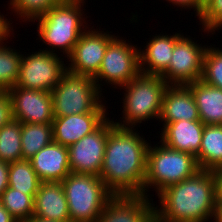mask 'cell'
Masks as SVG:
<instances>
[{
	"instance_id": "obj_1",
	"label": "cell",
	"mask_w": 222,
	"mask_h": 222,
	"mask_svg": "<svg viewBox=\"0 0 222 222\" xmlns=\"http://www.w3.org/2000/svg\"><path fill=\"white\" fill-rule=\"evenodd\" d=\"M137 132L115 126L108 134L99 177L114 195L143 194L147 151L152 144Z\"/></svg>"
},
{
	"instance_id": "obj_2",
	"label": "cell",
	"mask_w": 222,
	"mask_h": 222,
	"mask_svg": "<svg viewBox=\"0 0 222 222\" xmlns=\"http://www.w3.org/2000/svg\"><path fill=\"white\" fill-rule=\"evenodd\" d=\"M154 214L160 222H212L215 214V178L199 170L193 177L168 186L158 195Z\"/></svg>"
},
{
	"instance_id": "obj_3",
	"label": "cell",
	"mask_w": 222,
	"mask_h": 222,
	"mask_svg": "<svg viewBox=\"0 0 222 222\" xmlns=\"http://www.w3.org/2000/svg\"><path fill=\"white\" fill-rule=\"evenodd\" d=\"M84 3L85 0H64L33 20L38 21V39L50 46L45 51L55 54L56 49V52H63L65 58L72 53L79 37L88 29L85 20L88 17H84L85 8H82Z\"/></svg>"
},
{
	"instance_id": "obj_4",
	"label": "cell",
	"mask_w": 222,
	"mask_h": 222,
	"mask_svg": "<svg viewBox=\"0 0 222 222\" xmlns=\"http://www.w3.org/2000/svg\"><path fill=\"white\" fill-rule=\"evenodd\" d=\"M169 85L161 76L139 74L123 85L122 120L114 121L116 126L134 128L149 119L158 120L162 109V99ZM126 91V92H125ZM136 125V126H135Z\"/></svg>"
},
{
	"instance_id": "obj_5",
	"label": "cell",
	"mask_w": 222,
	"mask_h": 222,
	"mask_svg": "<svg viewBox=\"0 0 222 222\" xmlns=\"http://www.w3.org/2000/svg\"><path fill=\"white\" fill-rule=\"evenodd\" d=\"M158 144L153 147L149 145L147 151L143 194L148 197L149 188L158 195L168 186L189 179L200 170L193 154L177 151L162 142Z\"/></svg>"
},
{
	"instance_id": "obj_6",
	"label": "cell",
	"mask_w": 222,
	"mask_h": 222,
	"mask_svg": "<svg viewBox=\"0 0 222 222\" xmlns=\"http://www.w3.org/2000/svg\"><path fill=\"white\" fill-rule=\"evenodd\" d=\"M68 203L70 222H97L114 195L96 175L70 173L61 181Z\"/></svg>"
},
{
	"instance_id": "obj_7",
	"label": "cell",
	"mask_w": 222,
	"mask_h": 222,
	"mask_svg": "<svg viewBox=\"0 0 222 222\" xmlns=\"http://www.w3.org/2000/svg\"><path fill=\"white\" fill-rule=\"evenodd\" d=\"M54 117L84 113H108L94 79L66 71L50 91Z\"/></svg>"
},
{
	"instance_id": "obj_8",
	"label": "cell",
	"mask_w": 222,
	"mask_h": 222,
	"mask_svg": "<svg viewBox=\"0 0 222 222\" xmlns=\"http://www.w3.org/2000/svg\"><path fill=\"white\" fill-rule=\"evenodd\" d=\"M116 36L109 44L98 73L93 77L102 92L101 82L122 87L140 74L139 49L137 45ZM136 47V48H135ZM100 81V83H99Z\"/></svg>"
},
{
	"instance_id": "obj_9",
	"label": "cell",
	"mask_w": 222,
	"mask_h": 222,
	"mask_svg": "<svg viewBox=\"0 0 222 222\" xmlns=\"http://www.w3.org/2000/svg\"><path fill=\"white\" fill-rule=\"evenodd\" d=\"M22 54L18 81L16 86L26 89L50 92L67 71L64 57H58L44 49Z\"/></svg>"
},
{
	"instance_id": "obj_10",
	"label": "cell",
	"mask_w": 222,
	"mask_h": 222,
	"mask_svg": "<svg viewBox=\"0 0 222 222\" xmlns=\"http://www.w3.org/2000/svg\"><path fill=\"white\" fill-rule=\"evenodd\" d=\"M182 35L174 45L167 70L161 75L168 85H188L202 79L204 55L208 45L201 46Z\"/></svg>"
},
{
	"instance_id": "obj_11",
	"label": "cell",
	"mask_w": 222,
	"mask_h": 222,
	"mask_svg": "<svg viewBox=\"0 0 222 222\" xmlns=\"http://www.w3.org/2000/svg\"><path fill=\"white\" fill-rule=\"evenodd\" d=\"M115 126L108 117L97 130L68 147L71 173L100 176L108 134Z\"/></svg>"
},
{
	"instance_id": "obj_12",
	"label": "cell",
	"mask_w": 222,
	"mask_h": 222,
	"mask_svg": "<svg viewBox=\"0 0 222 222\" xmlns=\"http://www.w3.org/2000/svg\"><path fill=\"white\" fill-rule=\"evenodd\" d=\"M93 28L94 26L88 27L79 37L72 53L67 57V71L92 78L98 73L108 44L116 36L112 32Z\"/></svg>"
},
{
	"instance_id": "obj_13",
	"label": "cell",
	"mask_w": 222,
	"mask_h": 222,
	"mask_svg": "<svg viewBox=\"0 0 222 222\" xmlns=\"http://www.w3.org/2000/svg\"><path fill=\"white\" fill-rule=\"evenodd\" d=\"M13 119L21 123L52 124L54 119L51 92L13 86L8 90Z\"/></svg>"
},
{
	"instance_id": "obj_14",
	"label": "cell",
	"mask_w": 222,
	"mask_h": 222,
	"mask_svg": "<svg viewBox=\"0 0 222 222\" xmlns=\"http://www.w3.org/2000/svg\"><path fill=\"white\" fill-rule=\"evenodd\" d=\"M154 206L153 199L144 194L113 195L97 222H146L154 214Z\"/></svg>"
},
{
	"instance_id": "obj_15",
	"label": "cell",
	"mask_w": 222,
	"mask_h": 222,
	"mask_svg": "<svg viewBox=\"0 0 222 222\" xmlns=\"http://www.w3.org/2000/svg\"><path fill=\"white\" fill-rule=\"evenodd\" d=\"M107 114L109 113H84L54 117L53 141L69 147L97 130L108 119Z\"/></svg>"
},
{
	"instance_id": "obj_16",
	"label": "cell",
	"mask_w": 222,
	"mask_h": 222,
	"mask_svg": "<svg viewBox=\"0 0 222 222\" xmlns=\"http://www.w3.org/2000/svg\"><path fill=\"white\" fill-rule=\"evenodd\" d=\"M41 182H61L70 173L68 147L54 141L29 159Z\"/></svg>"
},
{
	"instance_id": "obj_17",
	"label": "cell",
	"mask_w": 222,
	"mask_h": 222,
	"mask_svg": "<svg viewBox=\"0 0 222 222\" xmlns=\"http://www.w3.org/2000/svg\"><path fill=\"white\" fill-rule=\"evenodd\" d=\"M183 33L153 35L144 47H139L140 73L144 75L161 76L168 68L175 42Z\"/></svg>"
},
{
	"instance_id": "obj_18",
	"label": "cell",
	"mask_w": 222,
	"mask_h": 222,
	"mask_svg": "<svg viewBox=\"0 0 222 222\" xmlns=\"http://www.w3.org/2000/svg\"><path fill=\"white\" fill-rule=\"evenodd\" d=\"M181 120H200L197 105L187 86L169 85L163 94L162 109L158 121L165 126L167 123Z\"/></svg>"
},
{
	"instance_id": "obj_19",
	"label": "cell",
	"mask_w": 222,
	"mask_h": 222,
	"mask_svg": "<svg viewBox=\"0 0 222 222\" xmlns=\"http://www.w3.org/2000/svg\"><path fill=\"white\" fill-rule=\"evenodd\" d=\"M33 216L56 222H70L68 203L61 182H42L34 196Z\"/></svg>"
},
{
	"instance_id": "obj_20",
	"label": "cell",
	"mask_w": 222,
	"mask_h": 222,
	"mask_svg": "<svg viewBox=\"0 0 222 222\" xmlns=\"http://www.w3.org/2000/svg\"><path fill=\"white\" fill-rule=\"evenodd\" d=\"M204 126L201 120L167 123L161 129L160 142L177 151L196 156L200 151Z\"/></svg>"
},
{
	"instance_id": "obj_21",
	"label": "cell",
	"mask_w": 222,
	"mask_h": 222,
	"mask_svg": "<svg viewBox=\"0 0 222 222\" xmlns=\"http://www.w3.org/2000/svg\"><path fill=\"white\" fill-rule=\"evenodd\" d=\"M194 97L200 120L205 125H222V89L203 80L186 85Z\"/></svg>"
},
{
	"instance_id": "obj_22",
	"label": "cell",
	"mask_w": 222,
	"mask_h": 222,
	"mask_svg": "<svg viewBox=\"0 0 222 222\" xmlns=\"http://www.w3.org/2000/svg\"><path fill=\"white\" fill-rule=\"evenodd\" d=\"M200 170L222 167V125H205L200 151L195 156Z\"/></svg>"
},
{
	"instance_id": "obj_23",
	"label": "cell",
	"mask_w": 222,
	"mask_h": 222,
	"mask_svg": "<svg viewBox=\"0 0 222 222\" xmlns=\"http://www.w3.org/2000/svg\"><path fill=\"white\" fill-rule=\"evenodd\" d=\"M53 141L52 124L21 123L22 157L32 158L39 150Z\"/></svg>"
},
{
	"instance_id": "obj_24",
	"label": "cell",
	"mask_w": 222,
	"mask_h": 222,
	"mask_svg": "<svg viewBox=\"0 0 222 222\" xmlns=\"http://www.w3.org/2000/svg\"><path fill=\"white\" fill-rule=\"evenodd\" d=\"M41 183L29 160L10 163L9 187L27 195H35Z\"/></svg>"
},
{
	"instance_id": "obj_25",
	"label": "cell",
	"mask_w": 222,
	"mask_h": 222,
	"mask_svg": "<svg viewBox=\"0 0 222 222\" xmlns=\"http://www.w3.org/2000/svg\"><path fill=\"white\" fill-rule=\"evenodd\" d=\"M22 159L21 122L12 119L0 129V160L12 163Z\"/></svg>"
},
{
	"instance_id": "obj_26",
	"label": "cell",
	"mask_w": 222,
	"mask_h": 222,
	"mask_svg": "<svg viewBox=\"0 0 222 222\" xmlns=\"http://www.w3.org/2000/svg\"><path fill=\"white\" fill-rule=\"evenodd\" d=\"M34 196L8 187L1 195L3 206L17 222H24L34 213Z\"/></svg>"
},
{
	"instance_id": "obj_27",
	"label": "cell",
	"mask_w": 222,
	"mask_h": 222,
	"mask_svg": "<svg viewBox=\"0 0 222 222\" xmlns=\"http://www.w3.org/2000/svg\"><path fill=\"white\" fill-rule=\"evenodd\" d=\"M4 44H0V89L8 90L17 84L22 54Z\"/></svg>"
},
{
	"instance_id": "obj_28",
	"label": "cell",
	"mask_w": 222,
	"mask_h": 222,
	"mask_svg": "<svg viewBox=\"0 0 222 222\" xmlns=\"http://www.w3.org/2000/svg\"><path fill=\"white\" fill-rule=\"evenodd\" d=\"M64 0H10L9 8L16 13L23 22H33L44 15L53 5Z\"/></svg>"
},
{
	"instance_id": "obj_29",
	"label": "cell",
	"mask_w": 222,
	"mask_h": 222,
	"mask_svg": "<svg viewBox=\"0 0 222 222\" xmlns=\"http://www.w3.org/2000/svg\"><path fill=\"white\" fill-rule=\"evenodd\" d=\"M205 83L222 89V49L208 46L204 55L202 79Z\"/></svg>"
},
{
	"instance_id": "obj_30",
	"label": "cell",
	"mask_w": 222,
	"mask_h": 222,
	"mask_svg": "<svg viewBox=\"0 0 222 222\" xmlns=\"http://www.w3.org/2000/svg\"><path fill=\"white\" fill-rule=\"evenodd\" d=\"M204 33L213 34L222 28V0H207L198 18Z\"/></svg>"
},
{
	"instance_id": "obj_31",
	"label": "cell",
	"mask_w": 222,
	"mask_h": 222,
	"mask_svg": "<svg viewBox=\"0 0 222 222\" xmlns=\"http://www.w3.org/2000/svg\"><path fill=\"white\" fill-rule=\"evenodd\" d=\"M13 119L12 101L7 90L0 92V129Z\"/></svg>"
},
{
	"instance_id": "obj_32",
	"label": "cell",
	"mask_w": 222,
	"mask_h": 222,
	"mask_svg": "<svg viewBox=\"0 0 222 222\" xmlns=\"http://www.w3.org/2000/svg\"><path fill=\"white\" fill-rule=\"evenodd\" d=\"M165 1L172 3L174 7L176 6L179 8L182 7L186 10L193 8V10L196 11L195 14L196 16H198V18L201 16L204 8V4L200 0H165Z\"/></svg>"
},
{
	"instance_id": "obj_33",
	"label": "cell",
	"mask_w": 222,
	"mask_h": 222,
	"mask_svg": "<svg viewBox=\"0 0 222 222\" xmlns=\"http://www.w3.org/2000/svg\"><path fill=\"white\" fill-rule=\"evenodd\" d=\"M9 165L10 163L0 160V197L9 187Z\"/></svg>"
},
{
	"instance_id": "obj_34",
	"label": "cell",
	"mask_w": 222,
	"mask_h": 222,
	"mask_svg": "<svg viewBox=\"0 0 222 222\" xmlns=\"http://www.w3.org/2000/svg\"><path fill=\"white\" fill-rule=\"evenodd\" d=\"M212 172L215 178V204L222 205V167Z\"/></svg>"
},
{
	"instance_id": "obj_35",
	"label": "cell",
	"mask_w": 222,
	"mask_h": 222,
	"mask_svg": "<svg viewBox=\"0 0 222 222\" xmlns=\"http://www.w3.org/2000/svg\"><path fill=\"white\" fill-rule=\"evenodd\" d=\"M3 14L0 15V44L4 43L3 41L8 40L10 38V34H12L13 25L11 27L10 21L5 18ZM9 37V38H8Z\"/></svg>"
},
{
	"instance_id": "obj_36",
	"label": "cell",
	"mask_w": 222,
	"mask_h": 222,
	"mask_svg": "<svg viewBox=\"0 0 222 222\" xmlns=\"http://www.w3.org/2000/svg\"><path fill=\"white\" fill-rule=\"evenodd\" d=\"M0 222H17L3 206L0 198Z\"/></svg>"
},
{
	"instance_id": "obj_37",
	"label": "cell",
	"mask_w": 222,
	"mask_h": 222,
	"mask_svg": "<svg viewBox=\"0 0 222 222\" xmlns=\"http://www.w3.org/2000/svg\"><path fill=\"white\" fill-rule=\"evenodd\" d=\"M214 222H222V205L215 206Z\"/></svg>"
},
{
	"instance_id": "obj_38",
	"label": "cell",
	"mask_w": 222,
	"mask_h": 222,
	"mask_svg": "<svg viewBox=\"0 0 222 222\" xmlns=\"http://www.w3.org/2000/svg\"><path fill=\"white\" fill-rule=\"evenodd\" d=\"M24 222H56V221H50V220H46V219L37 218L35 216H32L31 218H29L28 220H26Z\"/></svg>"
},
{
	"instance_id": "obj_39",
	"label": "cell",
	"mask_w": 222,
	"mask_h": 222,
	"mask_svg": "<svg viewBox=\"0 0 222 222\" xmlns=\"http://www.w3.org/2000/svg\"><path fill=\"white\" fill-rule=\"evenodd\" d=\"M146 222H160V219L153 214Z\"/></svg>"
},
{
	"instance_id": "obj_40",
	"label": "cell",
	"mask_w": 222,
	"mask_h": 222,
	"mask_svg": "<svg viewBox=\"0 0 222 222\" xmlns=\"http://www.w3.org/2000/svg\"><path fill=\"white\" fill-rule=\"evenodd\" d=\"M203 4L207 1V0H200Z\"/></svg>"
}]
</instances>
